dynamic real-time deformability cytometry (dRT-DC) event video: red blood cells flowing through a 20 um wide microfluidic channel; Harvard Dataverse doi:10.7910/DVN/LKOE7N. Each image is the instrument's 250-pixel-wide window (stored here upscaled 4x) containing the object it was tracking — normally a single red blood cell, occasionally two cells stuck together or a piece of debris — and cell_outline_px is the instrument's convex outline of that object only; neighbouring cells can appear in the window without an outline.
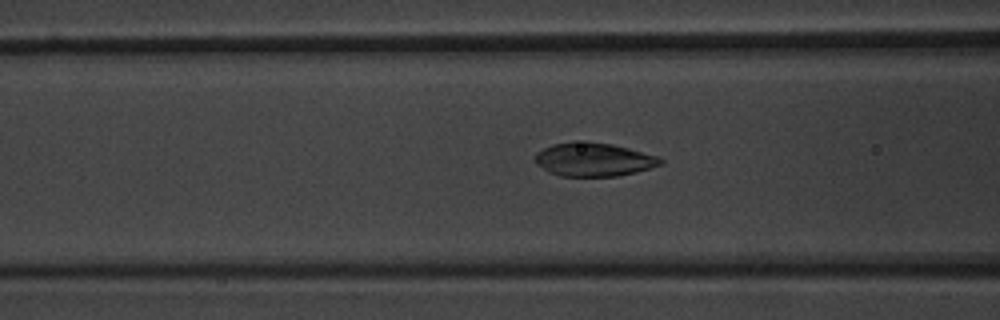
{"species": "common noctule bat (a hibernating species)", "species_latin": "Nyctalus noctula", "temperature_condition": "warm", "stored_images_in_passage": 53, "camera_frame_rate_fps": 3000, "um_per_image_px": 0.085, "animal": {"sex": "male", "body_mass_g": 20.1, "forearm_length_mm": 53.5}, "frame": {"image": 1, "passage_image": 22, "time_ms": 7.0, "image_size_px": [1000, 320], "cell_outline_px": [[664, 164], [636, 172], [616, 176], [560, 176], [548, 172], [536, 164], [532, 160], [536, 152], [552, 144], [572, 140], [588, 140], [612, 144], [660, 156], [664, 160]], "centroid_in_image_um": [50.44, 13.54], "position_along_channel_um": 116.2, "area_um2": 25.14}}
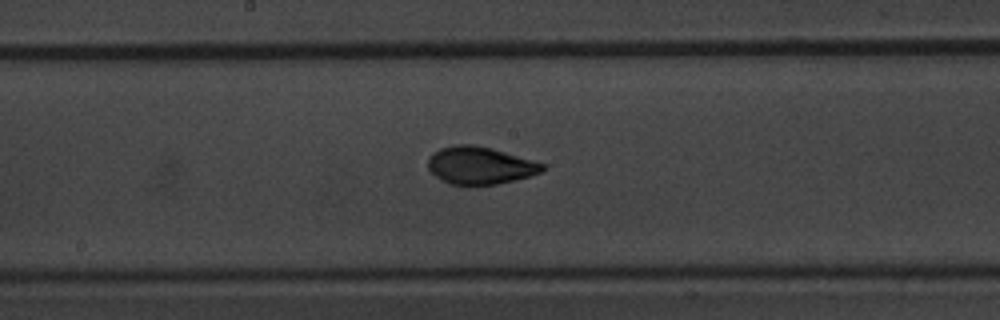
{"frame": {"image": 2, "passage_image": 29, "time_ms": 9.333, "image_size_px": [1000, 320], "cell_outline_px": [[548, 168], [532, 176], [496, 184], [448, 184], [436, 176], [428, 168], [428, 160], [432, 152], [440, 148], [452, 144], [476, 144], [492, 148], [548, 164]], "centroid_in_image_um": [40.84, 14.04], "position_along_channel_um": 207.4, "area_um2": 25.26}}
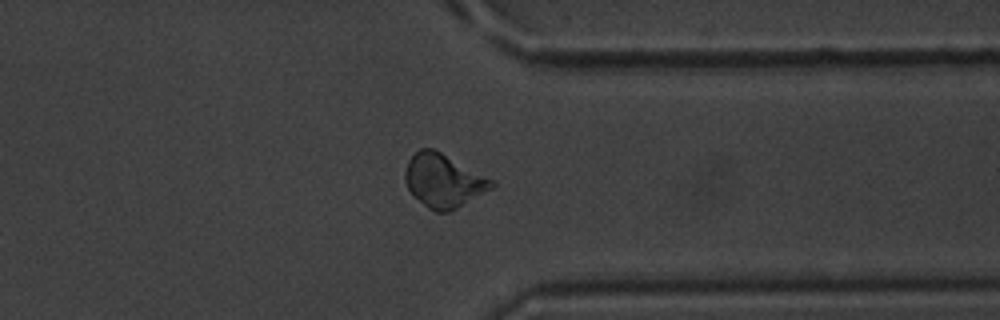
{"frame": {"image": 3, "passage_image": 42, "time_ms": 13.667, "image_size_px": [1000, 320], "cell_outline_px": [[496, 184], [492, 188], [456, 208], [448, 212], [436, 212], [428, 208], [412, 196], [404, 180], [404, 172], [408, 160], [420, 148], [432, 148], [440, 152], [492, 180]], "centroid_in_image_um": [37.63, 15.37], "position_along_channel_um": 373.8, "area_um2": 26.47}, "authors_computed_cell_mechanics": {"area_um2": 25.3742, "velocity_mm_per_s": 3.9009, "shape_relaxation_time_tau1_ms": 3.2934, "shape_relaxation_time_tau2_ms": 1.1437, "deformation_change_tau1": 0.0771, "deformation_change_tau2": 0.0468}}